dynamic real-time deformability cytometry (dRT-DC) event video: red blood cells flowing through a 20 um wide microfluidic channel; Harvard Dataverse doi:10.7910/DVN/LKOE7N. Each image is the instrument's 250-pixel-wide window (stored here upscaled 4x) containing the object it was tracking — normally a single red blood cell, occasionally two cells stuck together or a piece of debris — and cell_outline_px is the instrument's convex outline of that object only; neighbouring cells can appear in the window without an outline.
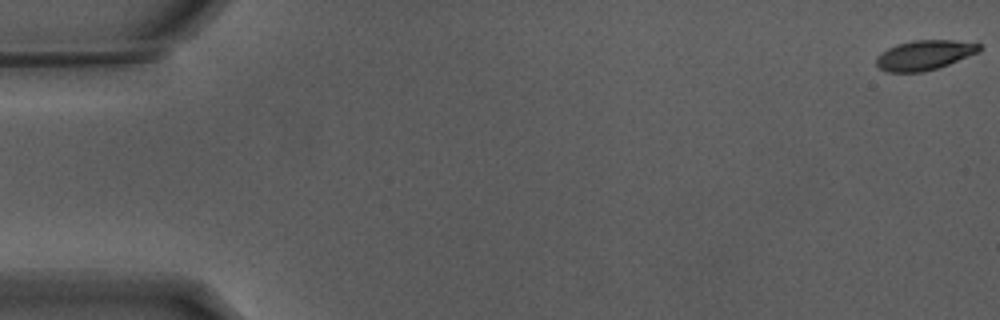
{"species": "Egyptian fruit bat (a non-hibernating species)", "species_latin": "Rousettus aegyptiacus", "temperature_condition": "warm", "stored_images_in_passage": 50, "camera_frame_rate_fps": 3000, "um_per_image_px": 0.085, "animal": {"sex": "male"}, "frame": {"image": 1, "passage_image": 1, "time_ms": 0.0, "image_size_px": [1000, 320], "cell_outline_px": [[980, 52], [948, 64], [924, 72], [888, 72], [880, 68], [876, 64], [876, 56], [888, 48], [896, 44], [912, 40], [952, 40], [980, 44]], "centroid_in_image_um": [78.55, 4.68], "position_along_channel_um": 6.4, "area_um2": 17.8}}
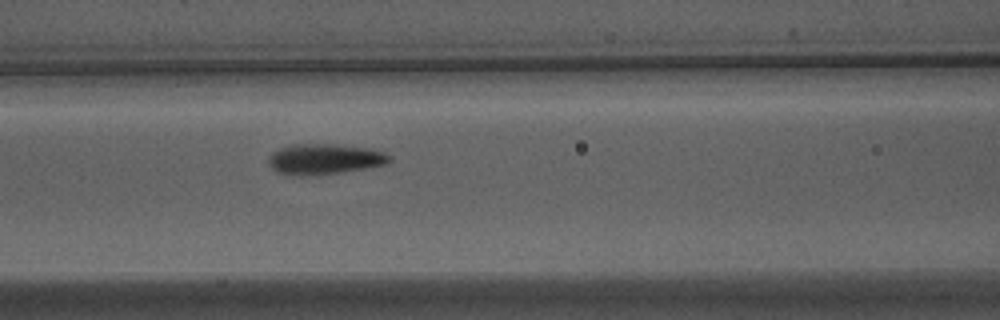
{"frame": {"image": 2, "passage_image": 24, "time_ms": 7.667, "image_size_px": [1000, 320], "cell_outline_px": [[392, 160], [388, 164], [372, 168], [340, 172], [300, 176], [276, 172], [268, 164], [268, 156], [272, 152], [288, 144], [332, 144], [368, 148], [384, 152], [392, 156]], "centroid_in_image_um": [27.6, 13.52], "position_along_channel_um": 139.0, "area_um2": 21.79}}
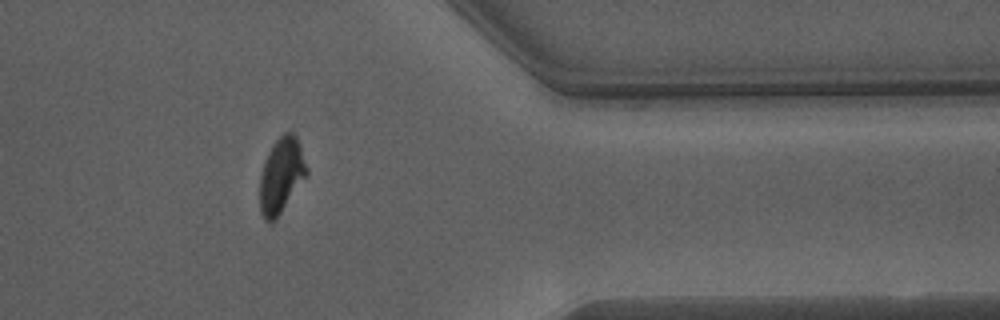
{"frame": {"image": 3, "passage_image": 45, "time_ms": 14.667, "image_size_px": [1000, 320], "cell_outline_px": [[308, 176], [276, 220], [272, 224], [264, 220], [260, 212], [260, 176], [264, 160], [268, 152], [276, 140], [284, 132], [292, 132], [296, 136], [300, 144], [308, 168]], "centroid_in_image_um": [23.93, 14.95], "position_along_channel_um": 387.5, "area_um2": 21.04}, "authors_computed_cell_mechanics": {"area_um2": 20.3745, "velocity_mm_per_s": 3.8121, "shape_relaxation_time_tau1_ms": 2.4969, "shape_relaxation_time_tau2_ms": 1.0451, "deformation_change_tau1": 0.1673, "deformation_change_tau2": 0.0639}}